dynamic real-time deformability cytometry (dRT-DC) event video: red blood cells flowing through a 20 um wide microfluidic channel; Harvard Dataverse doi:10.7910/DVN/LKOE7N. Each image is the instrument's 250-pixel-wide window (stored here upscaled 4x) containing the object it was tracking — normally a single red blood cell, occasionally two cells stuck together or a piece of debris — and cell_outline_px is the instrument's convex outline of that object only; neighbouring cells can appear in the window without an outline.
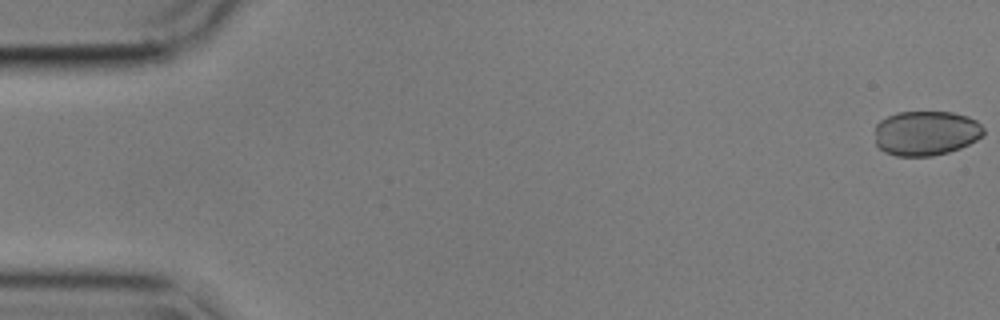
{"species": "common noctule bat (a hibernating species)", "species_latin": "Nyctalus noctula", "temperature_condition": "cold", "stored_images_in_passage": 14, "camera_frame_rate_fps": 3000, "um_per_image_px": 0.085, "animal": {"sex": "male", "body_mass_g": 17.9}, "frame": {"image": 1, "passage_image": 1, "time_ms": 0.0, "image_size_px": [1000, 320], "cell_outline_px": [[984, 136], [960, 148], [948, 152], [932, 156], [896, 156], [884, 152], [876, 144], [876, 124], [880, 120], [896, 112], [952, 112], [968, 116], [976, 120], [984, 128]], "centroid_in_image_um": [78.71, 11.31], "position_along_channel_um": 6.3, "area_um2": 28.5}}